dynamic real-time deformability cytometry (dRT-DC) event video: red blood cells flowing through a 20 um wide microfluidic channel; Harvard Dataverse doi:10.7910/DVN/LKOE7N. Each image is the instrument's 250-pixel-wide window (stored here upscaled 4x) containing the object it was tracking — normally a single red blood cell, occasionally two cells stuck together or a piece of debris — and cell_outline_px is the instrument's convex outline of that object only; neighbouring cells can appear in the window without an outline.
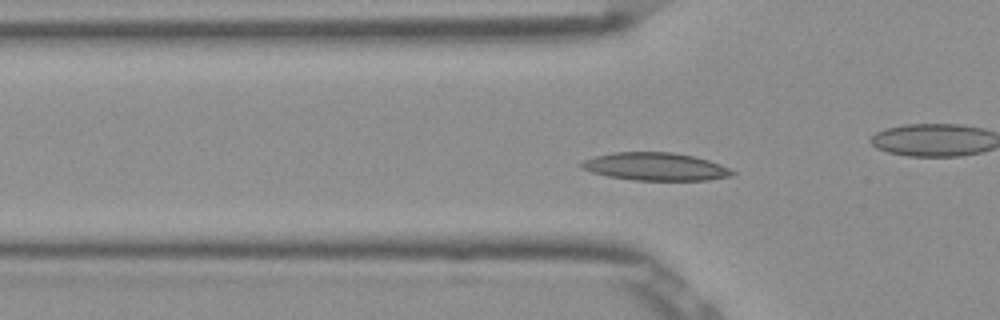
{"species": "Egyptian fruit bat (a non-hibernating species)", "species_latin": "Rousettus aegyptiacus", "temperature_condition": "room temperature", "stored_images_in_passage": 51, "camera_frame_rate_fps": 3000, "um_per_image_px": 0.085, "frame": {"image": 1, "passage_image": 15, "time_ms": 4.667, "image_size_px": [1000, 320], "cell_outline_px": [[736, 172], [732, 176], [708, 180], [632, 180], [608, 176], [592, 172], [580, 168], [580, 160], [592, 156], [612, 152], [672, 152], [692, 156], [708, 160], [720, 164]], "centroid_in_image_um": [55.65, 14.16], "position_along_channel_um": 70.1, "area_um2": 24.62}}
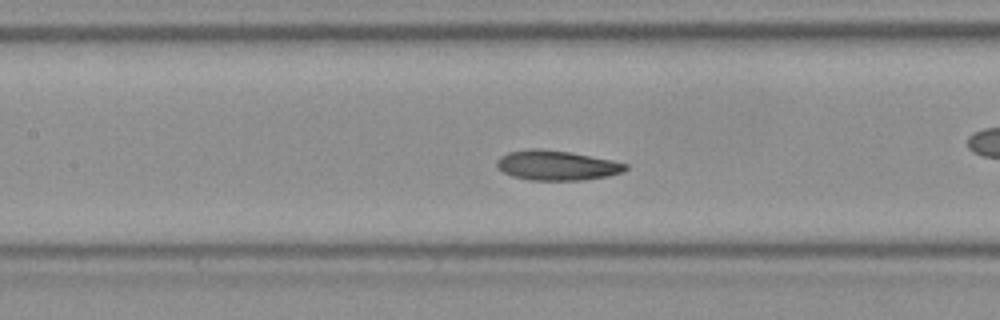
{"frame": {"image": 2, "passage_image": 22, "time_ms": 7.0, "image_size_px": [1000, 320], "cell_outline_px": [[628, 168], [624, 172], [608, 176], [584, 180], [528, 180], [512, 176], [496, 168], [496, 160], [500, 156], [508, 152], [528, 148], [540, 148], [572, 152], [612, 160], [628, 164]], "centroid_in_image_um": [47.31, 14.05], "position_along_channel_um": 160.1, "area_um2": 22.72}, "authors_computed_cell_mechanics": {"area_um2": 22.0796, "velocity_mm_per_s": 3.836, "shape_relaxation_time_tau1_ms": 9.8492, "shape_relaxation_time_tau2_ms": 3.8236, "deformation_change_tau1": 0.1852, "deformation_change_tau2": 0.0937}}